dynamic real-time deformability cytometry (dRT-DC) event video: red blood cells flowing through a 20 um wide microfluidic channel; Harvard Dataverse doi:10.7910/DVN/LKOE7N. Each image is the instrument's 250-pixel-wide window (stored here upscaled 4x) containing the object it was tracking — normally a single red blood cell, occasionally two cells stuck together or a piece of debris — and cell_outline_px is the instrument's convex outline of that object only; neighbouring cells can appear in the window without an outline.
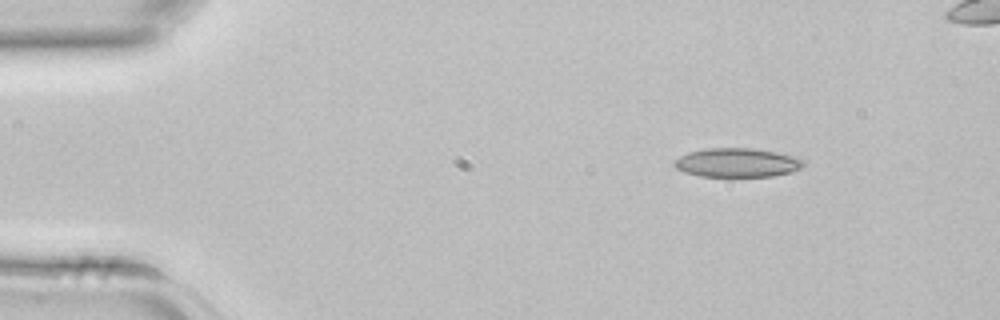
{"species": "common noctule bat (a hibernating species)", "species_latin": "Nyctalus noctula", "temperature_condition": "room temperature", "stored_images_in_passage": 4, "camera_frame_rate_fps": 3000, "um_per_image_px": 0.085, "animal": {"sex": "female", "body_mass_g": 22.7, "forearm_length_mm": 54.2}, "frame": {"image": 1, "passage_image": 1, "time_ms": 0.0, "image_size_px": [1000, 320], "cell_outline_px": [[804, 164], [800, 168], [792, 172], [772, 176], [700, 176], [684, 172], [676, 168], [672, 164], [680, 156], [688, 152], [708, 148], [752, 148], [776, 152], [796, 156]], "centroid_in_image_um": [62.64, 13.82], "position_along_channel_um": 22.4, "area_um2": 21.68}}